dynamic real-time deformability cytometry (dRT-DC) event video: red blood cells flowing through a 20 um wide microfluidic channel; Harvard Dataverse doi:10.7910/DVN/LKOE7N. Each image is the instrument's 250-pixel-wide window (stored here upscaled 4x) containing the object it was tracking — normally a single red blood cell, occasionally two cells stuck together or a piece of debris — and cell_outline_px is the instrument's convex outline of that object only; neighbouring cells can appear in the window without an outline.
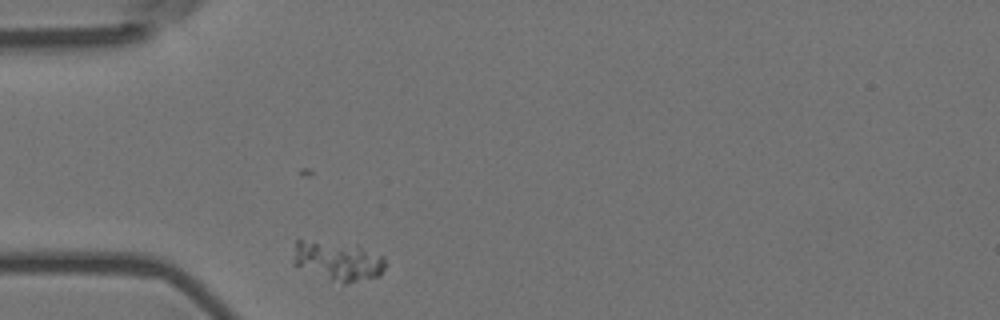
{"species": "Egyptian fruit bat (a non-hibernating species)", "species_latin": "Rousettus aegyptiacus", "temperature_condition": "room temperature", "stored_images_in_passage": 6, "camera_frame_rate_fps": 3000, "um_per_image_px": 0.085, "animal": {"sex": "female"}, "frame": {"image": 1, "passage_image": 1, "time_ms": 0.0, "image_size_px": [1000, 320], "cell_outline_px": [[388, 264], [380, 276], [348, 284], [344, 284], [292, 264], [292, 260], [296, 240], [300, 240], [356, 244], [384, 256]], "centroid_in_image_um": [28.8, 22.17], "position_along_channel_um": 56.2, "area_um2": 21.33}}
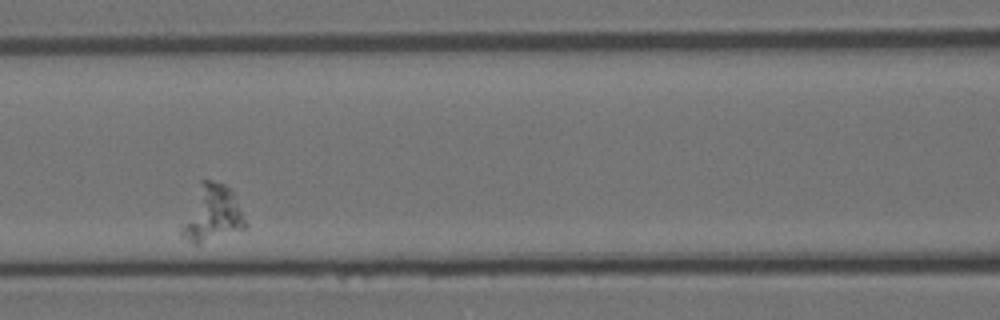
{"frame": {"image": 2, "passage_image": 4, "time_ms": 1.0, "image_size_px": [1000, 320], "cell_outline_px": [[248, 224], [244, 228], [200, 244], [196, 244], [180, 236], [180, 228], [200, 180], [212, 180], [224, 184], [232, 192]], "centroid_in_image_um": [18.01, 18.16], "position_along_channel_um": 148.6, "area_um2": 20.58}}
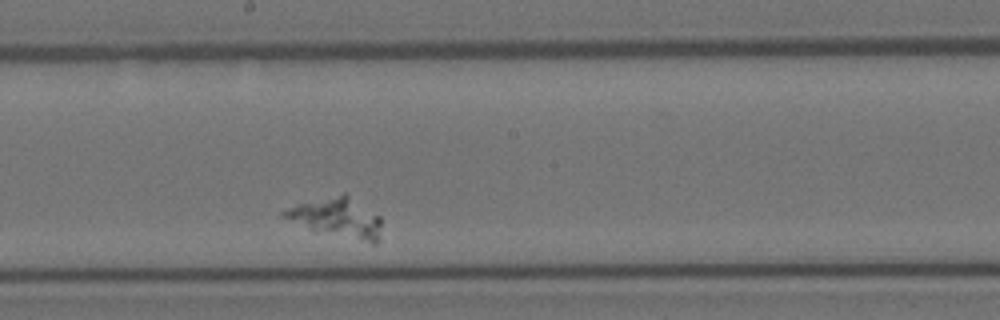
{"frame": {"image": 3, "passage_image": 6, "time_ms": 1.667, "image_size_px": [1000, 320], "cell_outline_px": [[380, 224], [376, 244], [372, 244], [312, 228], [280, 216], [280, 212], [300, 204], [344, 192], [380, 216]], "centroid_in_image_um": [28.7, 18.48], "position_along_channel_um": 219.5, "area_um2": 21.39}}